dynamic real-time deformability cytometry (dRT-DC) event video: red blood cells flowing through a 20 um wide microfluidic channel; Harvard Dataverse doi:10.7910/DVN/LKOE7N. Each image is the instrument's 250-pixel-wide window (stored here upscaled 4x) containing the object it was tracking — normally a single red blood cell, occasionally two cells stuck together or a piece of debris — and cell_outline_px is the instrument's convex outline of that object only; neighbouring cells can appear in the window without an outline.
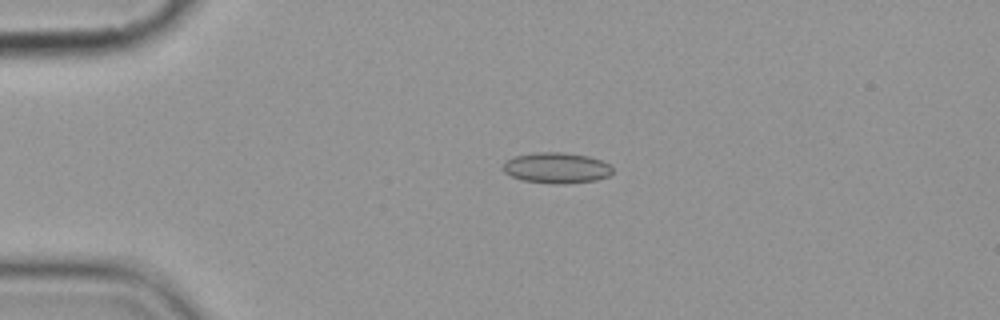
{"species": "common noctule bat (a hibernating species)", "species_latin": "Nyctalus noctula", "temperature_condition": "cold", "stored_images_in_passage": 4, "camera_frame_rate_fps": 3000, "um_per_image_px": 0.085, "animal": {"sex": "female", "body_mass_g": 19.9}, "frame": {"image": 1, "passage_image": 3, "time_ms": 3.0, "image_size_px": [1000, 320], "cell_outline_px": [[612, 172], [608, 176], [596, 180], [564, 184], [524, 180], [512, 176], [504, 172], [500, 168], [504, 160], [516, 156], [540, 152], [560, 152], [588, 156], [600, 160], [608, 164], [612, 168]], "centroid_in_image_um": [47.27, 14.26], "position_along_channel_um": 37.7, "area_um2": 19.42}}